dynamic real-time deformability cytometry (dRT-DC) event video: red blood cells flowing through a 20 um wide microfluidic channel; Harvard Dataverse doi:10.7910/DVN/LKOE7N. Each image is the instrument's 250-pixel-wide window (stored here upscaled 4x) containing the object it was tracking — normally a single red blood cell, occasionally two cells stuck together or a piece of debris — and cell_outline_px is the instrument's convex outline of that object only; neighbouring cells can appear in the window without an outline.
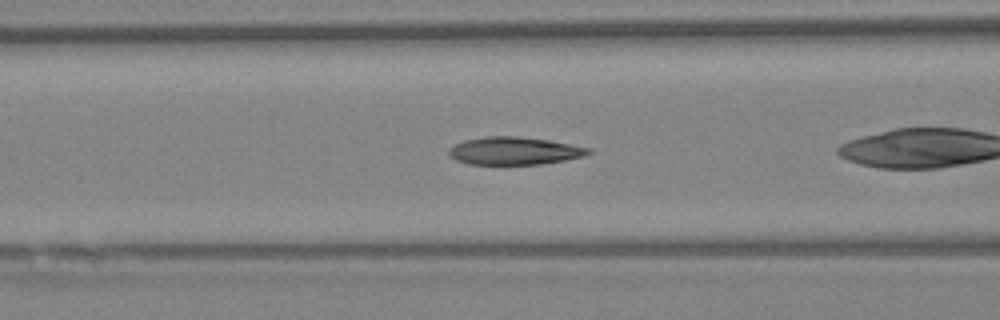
{"species": "Egyptian fruit bat (a non-hibernating species)", "species_latin": "Rousettus aegyptiacus", "temperature_condition": "warm", "stored_images_in_passage": 40, "camera_frame_rate_fps": 3000, "um_per_image_px": 0.085, "animal": {"sex": "female"}, "frame": {"image": 1, "passage_image": 6, "time_ms": 1.667, "image_size_px": [1000, 320], "cell_outline_px": [[592, 152], [584, 156], [564, 160], [540, 164], [468, 164], [456, 160], [448, 156], [448, 148], [452, 144], [464, 140], [488, 136], [516, 136], [548, 140], [592, 148]], "centroid_in_image_um": [43.67, 12.82], "position_along_channel_um": 122.9, "area_um2": 22.66}}
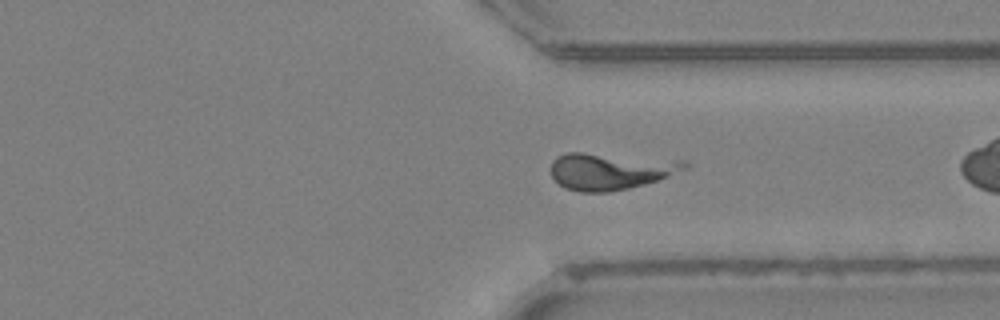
{"frame": {"image": 2, "passage_image": 27, "time_ms": 8.667, "image_size_px": [1000, 320], "cell_outline_px": [[688, 168], [668, 176], [644, 184], [628, 188], [608, 192], [580, 192], [564, 188], [552, 176], [552, 160], [556, 156], [564, 152], [584, 152], [688, 160]], "centroid_in_image_um": [51.89, 14.52], "position_along_channel_um": 359.5, "area_um2": 28.96}}